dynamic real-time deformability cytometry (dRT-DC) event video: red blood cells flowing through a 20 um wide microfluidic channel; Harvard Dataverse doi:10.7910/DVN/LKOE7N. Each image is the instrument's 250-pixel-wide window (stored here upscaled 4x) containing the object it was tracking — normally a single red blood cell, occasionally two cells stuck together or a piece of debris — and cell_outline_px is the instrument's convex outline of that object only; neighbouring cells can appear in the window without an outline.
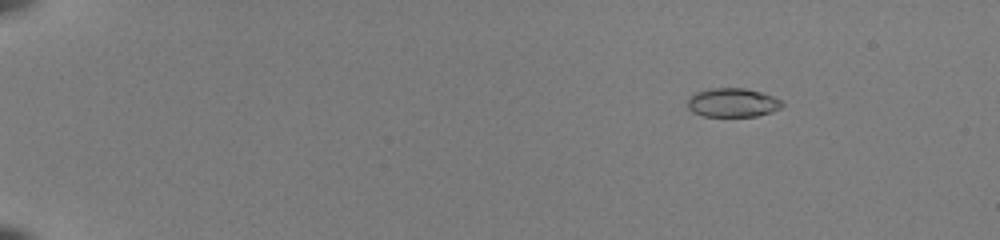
{"species": "common noctule bat (a hibernating species)", "species_latin": "Nyctalus noctula", "temperature_condition": "room temperature", "stored_images_in_passage": 55, "camera_frame_rate_fps": 3000, "um_per_image_px": 0.085, "animal": {"sex": "female", "body_mass_g": 22.0, "forearm_length_mm": 56.7}, "frame": {"image": 1, "passage_image": 9, "time_ms": 2.667, "image_size_px": [1000, 240], "cell_outline_px": [[784, 104], [780, 108], [772, 112], [756, 116], [704, 116], [692, 112], [688, 108], [688, 96], [692, 92], [712, 88], [744, 88], [760, 92], [772, 96], [780, 100]], "centroid_in_image_um": [62.23, 8.72], "position_along_channel_um": 22.8, "area_um2": 16.01}}
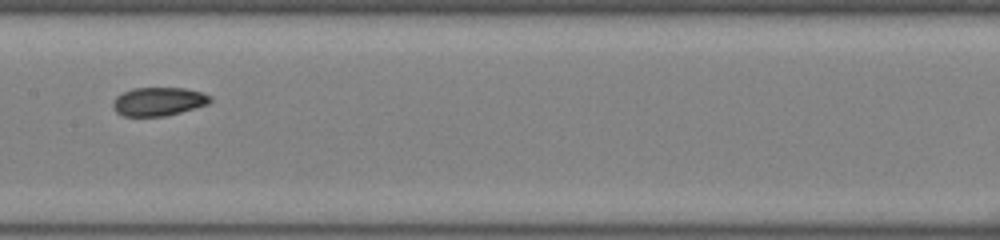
{"frame": {"image": 2, "passage_image": 32, "time_ms": 10.333, "image_size_px": [1000, 240], "cell_outline_px": [[212, 100], [208, 104], [180, 112], [164, 116], [124, 116], [116, 112], [112, 104], [112, 100], [116, 96], [132, 88], [184, 88], [200, 92], [212, 96]], "centroid_in_image_um": [13.45, 8.62], "position_along_channel_um": 193.9, "area_um2": 16.13}}
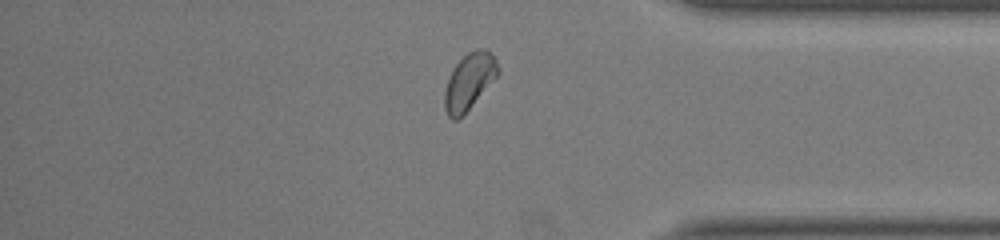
{"frame": {"image": 3, "passage_image": 48, "time_ms": 15.667, "image_size_px": [1000, 240], "cell_outline_px": [[500, 72], [472, 104], [456, 120], [452, 120], [448, 116], [444, 108], [444, 92], [452, 68], [468, 52], [476, 48], [484, 48], [496, 60], [500, 68]], "centroid_in_image_um": [39.87, 6.9], "position_along_channel_um": 395.3, "area_um2": 17.11}, "authors_computed_cell_mechanics": {"area_um2": 16.3574, "velocity_mm_per_s": 3.9391, "shape_relaxation_time_tau1_ms": 5.2363, "shape_relaxation_time_tau2_ms": 2.6986, "deformation_change_tau1": 0.1036, "deformation_change_tau2": 0.0712}}